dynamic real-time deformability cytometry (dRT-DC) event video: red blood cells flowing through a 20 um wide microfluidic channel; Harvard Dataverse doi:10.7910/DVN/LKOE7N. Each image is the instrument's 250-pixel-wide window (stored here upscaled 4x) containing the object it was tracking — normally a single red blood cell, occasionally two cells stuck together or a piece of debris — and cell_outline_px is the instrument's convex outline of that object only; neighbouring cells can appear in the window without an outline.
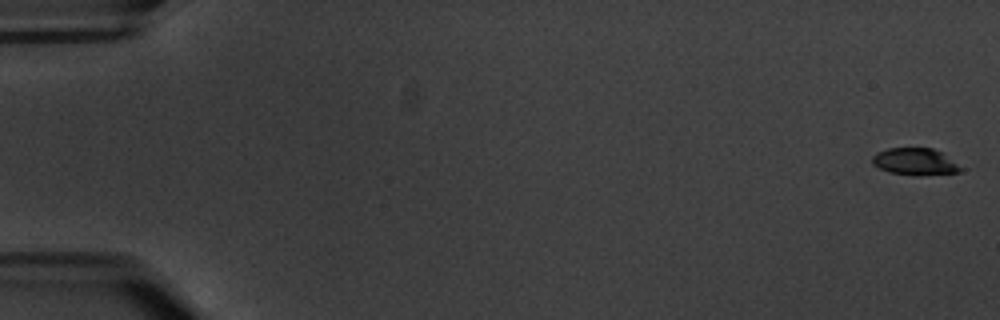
{"species": "common noctule bat (a hibernating species)", "species_latin": "Nyctalus noctula", "temperature_condition": "warm", "stored_images_in_passage": 6, "camera_frame_rate_fps": 3000, "um_per_image_px": 0.085, "animal": {"sex": "male", "body_mass_g": 20.1, "forearm_length_mm": 53.5}, "frame": {"image": 1, "passage_image": 1, "time_ms": 0.0, "image_size_px": [1000, 320], "cell_outline_px": [[964, 168], [960, 172], [888, 172], [872, 164], [872, 156], [876, 152], [888, 148], [932, 148], [940, 152]], "centroid_in_image_um": [77.71, 13.67], "position_along_channel_um": 7.3, "area_um2": 12.89}}
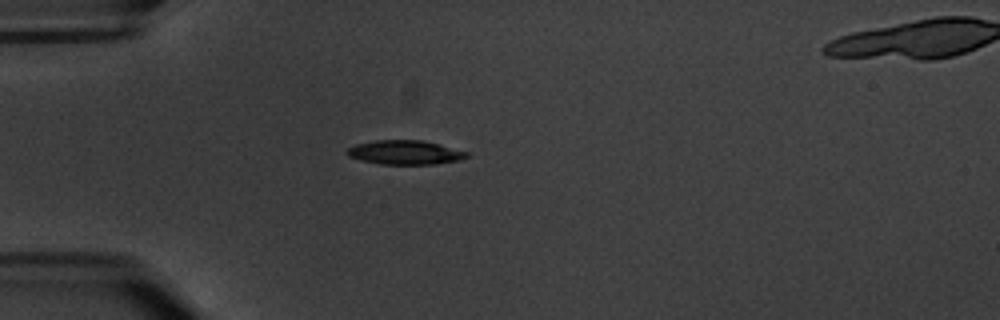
{"frame": {"image": 2, "passage_image": 5, "time_ms": 5.667, "image_size_px": [1000, 320], "cell_outline_px": [[468, 156], [460, 160], [436, 164], [380, 164], [360, 160], [348, 156], [344, 152], [348, 148], [356, 144], [376, 140], [420, 140], [440, 144], [468, 152]], "centroid_in_image_um": [34.41, 12.96], "position_along_channel_um": 50.6, "area_um2": 16.88}}